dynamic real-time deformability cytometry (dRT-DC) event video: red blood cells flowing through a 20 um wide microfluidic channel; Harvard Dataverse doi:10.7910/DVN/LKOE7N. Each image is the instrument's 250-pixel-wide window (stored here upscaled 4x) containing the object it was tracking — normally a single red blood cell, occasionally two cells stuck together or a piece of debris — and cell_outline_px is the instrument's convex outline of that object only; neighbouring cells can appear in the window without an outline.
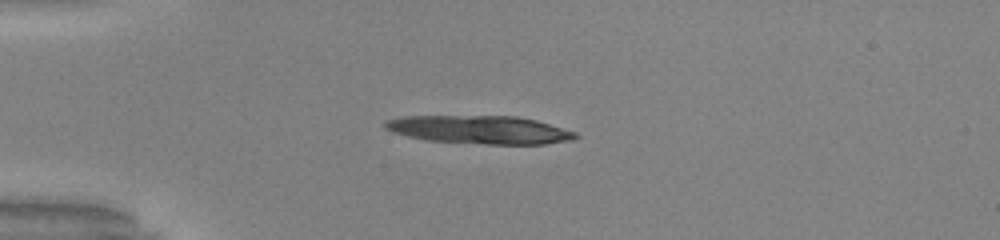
{"species": "common noctule bat (a hibernating species)", "species_latin": "Nyctalus noctula", "temperature_condition": "warm", "stored_images_in_passage": 8, "camera_frame_rate_fps": 3000, "um_per_image_px": 0.085, "animal": {"sex": "male", "body_mass_g": 20.0, "forearm_length_mm": 53.3}, "frame": {"image": 1, "passage_image": 1, "time_ms": 0.0, "image_size_px": [1000, 240], "cell_outline_px": [[580, 136], [572, 140], [544, 144], [488, 144], [428, 140], [408, 136], [392, 132], [384, 128], [384, 120], [404, 116], [516, 116], [536, 120], [576, 132]], "centroid_in_image_um": [40.78, 11.02], "position_along_channel_um": 44.2, "area_um2": 31.21}}